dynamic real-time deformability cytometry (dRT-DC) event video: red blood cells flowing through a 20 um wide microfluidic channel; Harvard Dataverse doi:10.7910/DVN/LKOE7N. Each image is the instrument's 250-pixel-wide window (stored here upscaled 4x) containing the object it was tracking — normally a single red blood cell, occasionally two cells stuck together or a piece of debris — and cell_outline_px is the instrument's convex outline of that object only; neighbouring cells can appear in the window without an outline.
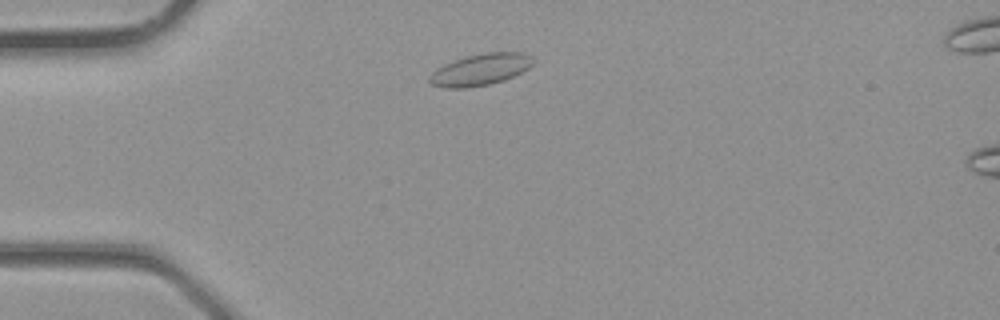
{"species": "common noctule bat (a hibernating species)", "species_latin": "Nyctalus noctula", "temperature_condition": "room temperature", "stored_images_in_passage": 2, "camera_frame_rate_fps": 3000, "um_per_image_px": 0.085, "animal": {"sex": "male", "body_mass_g": 23.1, "forearm_length_mm": 52.7}, "frame": {"image": 1, "passage_image": 1, "time_ms": 0.0, "image_size_px": [1000, 320], "cell_outline_px": [[532, 64], [528, 68], [504, 80], [488, 84], [468, 88], [444, 88], [428, 84], [428, 76], [436, 68], [444, 64], [468, 56], [488, 52], [524, 52], [532, 56]], "centroid_in_image_um": [40.78, 5.93], "position_along_channel_um": 44.2, "area_um2": 19.02}}